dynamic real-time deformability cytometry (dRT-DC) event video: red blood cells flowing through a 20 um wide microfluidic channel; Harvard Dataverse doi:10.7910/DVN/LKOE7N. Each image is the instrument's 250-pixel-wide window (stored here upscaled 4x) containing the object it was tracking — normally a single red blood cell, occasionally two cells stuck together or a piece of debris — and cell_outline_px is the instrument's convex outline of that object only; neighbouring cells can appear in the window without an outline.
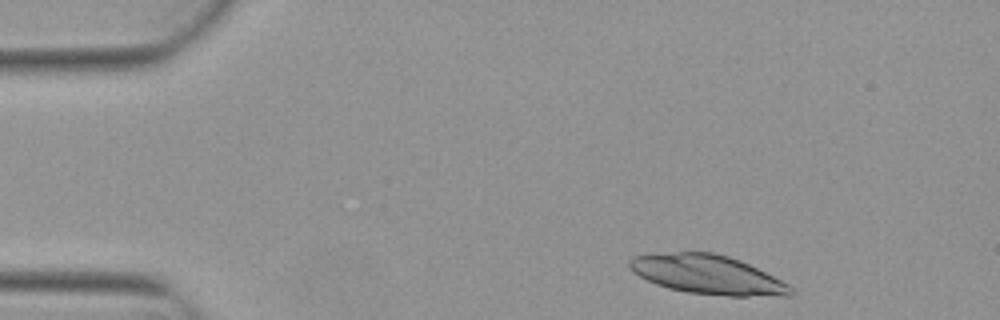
{"species": "Egyptian fruit bat (a non-hibernating species)", "species_latin": "Rousettus aegyptiacus", "temperature_condition": "warm", "stored_images_in_passage": 3, "camera_frame_rate_fps": 3000, "um_per_image_px": 0.085, "animal": {"sex": "female"}, "frame": {"image": 1, "passage_image": 1, "time_ms": 0.0, "image_size_px": [1000, 320], "cell_outline_px": [[792, 296], [728, 296], [684, 292], [668, 288], [656, 284], [640, 276], [628, 268], [628, 260], [632, 256], [680, 252], [716, 252], [740, 260], [788, 284], [792, 288]], "centroid_in_image_um": [60.12, 23.35], "position_along_channel_um": 24.9, "area_um2": 36.53}}